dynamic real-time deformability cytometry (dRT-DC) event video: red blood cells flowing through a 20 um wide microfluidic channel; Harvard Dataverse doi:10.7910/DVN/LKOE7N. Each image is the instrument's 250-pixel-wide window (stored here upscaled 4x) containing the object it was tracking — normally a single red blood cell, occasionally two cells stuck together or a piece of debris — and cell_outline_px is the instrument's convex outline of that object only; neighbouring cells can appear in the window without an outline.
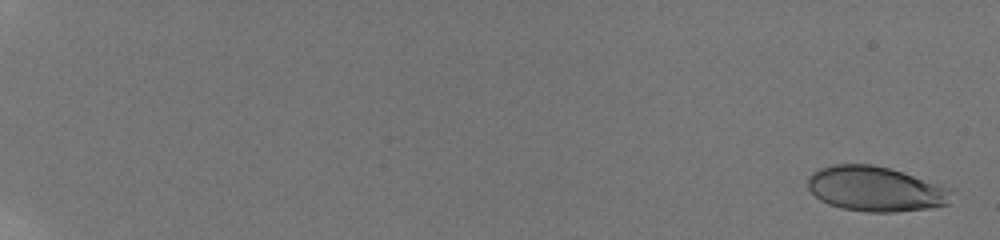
{"species": "human", "species_latin": "Homo sapiens", "temperature_condition": "room temperature", "stored_images_in_passage": 56, "camera_frame_rate_fps": 3000, "um_per_image_px": 0.085, "donor": {"sex": "male"}, "frame": {"image": 1, "passage_image": 3, "time_ms": 0.333, "image_size_px": [1000, 240], "cell_outline_px": [[956, 188], [948, 204], [928, 208], [892, 212], [868, 212], [840, 208], [828, 204], [820, 200], [808, 188], [808, 176], [812, 172], [820, 168], [832, 164], [872, 164], [904, 172]], "centroid_in_image_um": [74.47, 16.05], "position_along_channel_um": 10.5, "area_um2": 38.21}}
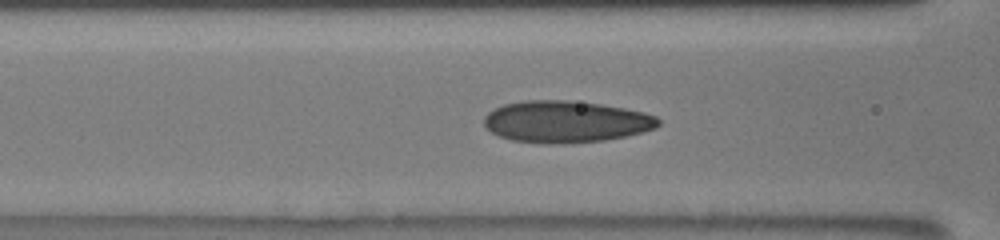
{"frame": {"image": 2, "passage_image": 47, "time_ms": 9.333, "image_size_px": [1000, 240], "cell_outline_px": [[660, 124], [656, 128], [624, 136], [604, 140], [564, 144], [544, 144], [512, 140], [500, 136], [484, 128], [484, 116], [488, 112], [504, 104], [528, 100], [568, 100], [600, 104], [624, 108], [644, 112], [656, 116], [660, 120]], "centroid_in_image_um": [48.08, 10.35], "position_along_channel_um": 118.5, "area_um2": 42.48}}
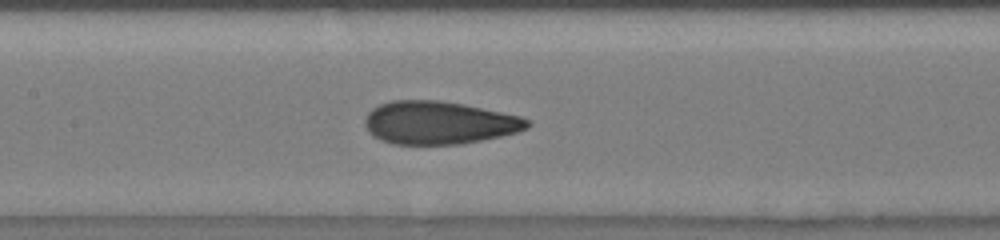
{"frame": {"image": 3, "passage_image": 54, "time_ms": 10.667, "image_size_px": [1000, 240], "cell_outline_px": [[532, 124], [528, 128], [516, 132], [500, 136], [460, 144], [392, 144], [380, 140], [372, 136], [364, 124], [364, 120], [368, 112], [372, 108], [380, 104], [392, 100], [440, 100], [464, 104], [520, 116], [528, 120]], "centroid_in_image_um": [37.28, 10.43], "position_along_channel_um": 170.1, "area_um2": 40.69}}